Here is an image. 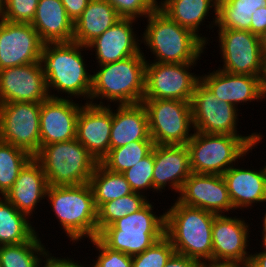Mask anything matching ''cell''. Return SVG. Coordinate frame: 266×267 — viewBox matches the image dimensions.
Here are the masks:
<instances>
[{
  "mask_svg": "<svg viewBox=\"0 0 266 267\" xmlns=\"http://www.w3.org/2000/svg\"><path fill=\"white\" fill-rule=\"evenodd\" d=\"M157 7L169 18L180 26L190 30L197 35L206 45L209 44L207 37L201 36L200 26L204 19H208L209 11L213 8L214 17L209 28H213L217 23L218 0H161ZM208 14V15H207Z\"/></svg>",
  "mask_w": 266,
  "mask_h": 267,
  "instance_id": "4316f807",
  "label": "cell"
},
{
  "mask_svg": "<svg viewBox=\"0 0 266 267\" xmlns=\"http://www.w3.org/2000/svg\"><path fill=\"white\" fill-rule=\"evenodd\" d=\"M41 103L0 104V141L12 144L34 156L41 147Z\"/></svg>",
  "mask_w": 266,
  "mask_h": 267,
  "instance_id": "7c38bea8",
  "label": "cell"
},
{
  "mask_svg": "<svg viewBox=\"0 0 266 267\" xmlns=\"http://www.w3.org/2000/svg\"><path fill=\"white\" fill-rule=\"evenodd\" d=\"M149 134L155 145H186L194 131L191 103L182 100L143 99ZM190 133V134H189Z\"/></svg>",
  "mask_w": 266,
  "mask_h": 267,
  "instance_id": "9c48e42d",
  "label": "cell"
},
{
  "mask_svg": "<svg viewBox=\"0 0 266 267\" xmlns=\"http://www.w3.org/2000/svg\"><path fill=\"white\" fill-rule=\"evenodd\" d=\"M121 17L106 0H90L82 15L74 22L73 42L87 46Z\"/></svg>",
  "mask_w": 266,
  "mask_h": 267,
  "instance_id": "83f0119b",
  "label": "cell"
},
{
  "mask_svg": "<svg viewBox=\"0 0 266 267\" xmlns=\"http://www.w3.org/2000/svg\"><path fill=\"white\" fill-rule=\"evenodd\" d=\"M261 234H262V238H261L262 241L260 243L262 247L260 249L264 248L263 250L266 251V232H262Z\"/></svg>",
  "mask_w": 266,
  "mask_h": 267,
  "instance_id": "c3c4849f",
  "label": "cell"
},
{
  "mask_svg": "<svg viewBox=\"0 0 266 267\" xmlns=\"http://www.w3.org/2000/svg\"><path fill=\"white\" fill-rule=\"evenodd\" d=\"M153 170H154V147L153 150L134 166L123 172L131 189L135 193L145 195L149 189L153 190ZM148 189V190H147ZM145 191V192H144Z\"/></svg>",
  "mask_w": 266,
  "mask_h": 267,
  "instance_id": "d590c367",
  "label": "cell"
},
{
  "mask_svg": "<svg viewBox=\"0 0 266 267\" xmlns=\"http://www.w3.org/2000/svg\"><path fill=\"white\" fill-rule=\"evenodd\" d=\"M222 176L234 210L266 202V165L259 170L233 165Z\"/></svg>",
  "mask_w": 266,
  "mask_h": 267,
  "instance_id": "cb8c5ba5",
  "label": "cell"
},
{
  "mask_svg": "<svg viewBox=\"0 0 266 267\" xmlns=\"http://www.w3.org/2000/svg\"><path fill=\"white\" fill-rule=\"evenodd\" d=\"M47 188L48 183L43 168L32 157L21 169L14 185L4 197L18 211L31 218L40 200L46 198Z\"/></svg>",
  "mask_w": 266,
  "mask_h": 267,
  "instance_id": "603a6c76",
  "label": "cell"
},
{
  "mask_svg": "<svg viewBox=\"0 0 266 267\" xmlns=\"http://www.w3.org/2000/svg\"><path fill=\"white\" fill-rule=\"evenodd\" d=\"M68 17L75 22L81 15L90 0H61Z\"/></svg>",
  "mask_w": 266,
  "mask_h": 267,
  "instance_id": "b9f144b4",
  "label": "cell"
},
{
  "mask_svg": "<svg viewBox=\"0 0 266 267\" xmlns=\"http://www.w3.org/2000/svg\"><path fill=\"white\" fill-rule=\"evenodd\" d=\"M46 200L70 242L98 236L97 207L89 183L75 186H50Z\"/></svg>",
  "mask_w": 266,
  "mask_h": 267,
  "instance_id": "8992f818",
  "label": "cell"
},
{
  "mask_svg": "<svg viewBox=\"0 0 266 267\" xmlns=\"http://www.w3.org/2000/svg\"><path fill=\"white\" fill-rule=\"evenodd\" d=\"M71 98L49 97L41 103L40 139L41 146L76 138L78 114L82 103Z\"/></svg>",
  "mask_w": 266,
  "mask_h": 267,
  "instance_id": "ac0fdd59",
  "label": "cell"
},
{
  "mask_svg": "<svg viewBox=\"0 0 266 267\" xmlns=\"http://www.w3.org/2000/svg\"><path fill=\"white\" fill-rule=\"evenodd\" d=\"M263 85H264V89L266 92V55H265V72H264V76H263Z\"/></svg>",
  "mask_w": 266,
  "mask_h": 267,
  "instance_id": "681fc988",
  "label": "cell"
},
{
  "mask_svg": "<svg viewBox=\"0 0 266 267\" xmlns=\"http://www.w3.org/2000/svg\"><path fill=\"white\" fill-rule=\"evenodd\" d=\"M200 81L218 97L221 101H226L236 108L244 102L266 99V92L263 79L258 76L240 75L225 72L217 69L216 71L203 74Z\"/></svg>",
  "mask_w": 266,
  "mask_h": 267,
  "instance_id": "ffe728a7",
  "label": "cell"
},
{
  "mask_svg": "<svg viewBox=\"0 0 266 267\" xmlns=\"http://www.w3.org/2000/svg\"><path fill=\"white\" fill-rule=\"evenodd\" d=\"M30 220V217L18 211L4 196H1L0 246L29 241L37 233Z\"/></svg>",
  "mask_w": 266,
  "mask_h": 267,
  "instance_id": "f1b7e54d",
  "label": "cell"
},
{
  "mask_svg": "<svg viewBox=\"0 0 266 267\" xmlns=\"http://www.w3.org/2000/svg\"><path fill=\"white\" fill-rule=\"evenodd\" d=\"M193 132L186 146L191 172L196 174L223 175L240 158L244 160L264 137L257 132L248 136Z\"/></svg>",
  "mask_w": 266,
  "mask_h": 267,
  "instance_id": "277c9868",
  "label": "cell"
},
{
  "mask_svg": "<svg viewBox=\"0 0 266 267\" xmlns=\"http://www.w3.org/2000/svg\"><path fill=\"white\" fill-rule=\"evenodd\" d=\"M135 21L138 20L120 18L113 26L87 45L88 50L95 51L94 56H96L97 65L121 61L142 51L143 48H140L141 37L139 40L133 28Z\"/></svg>",
  "mask_w": 266,
  "mask_h": 267,
  "instance_id": "44dd1931",
  "label": "cell"
},
{
  "mask_svg": "<svg viewBox=\"0 0 266 267\" xmlns=\"http://www.w3.org/2000/svg\"><path fill=\"white\" fill-rule=\"evenodd\" d=\"M174 201L164 212L165 236L176 253L202 264L212 262V226L216 214Z\"/></svg>",
  "mask_w": 266,
  "mask_h": 267,
  "instance_id": "7a4b0ae2",
  "label": "cell"
},
{
  "mask_svg": "<svg viewBox=\"0 0 266 267\" xmlns=\"http://www.w3.org/2000/svg\"><path fill=\"white\" fill-rule=\"evenodd\" d=\"M202 267H249L245 264H227V263H205Z\"/></svg>",
  "mask_w": 266,
  "mask_h": 267,
  "instance_id": "bcb514c9",
  "label": "cell"
},
{
  "mask_svg": "<svg viewBox=\"0 0 266 267\" xmlns=\"http://www.w3.org/2000/svg\"><path fill=\"white\" fill-rule=\"evenodd\" d=\"M98 250L96 261L90 267H132V256L107 247L98 237L90 240Z\"/></svg>",
  "mask_w": 266,
  "mask_h": 267,
  "instance_id": "ab89813d",
  "label": "cell"
},
{
  "mask_svg": "<svg viewBox=\"0 0 266 267\" xmlns=\"http://www.w3.org/2000/svg\"><path fill=\"white\" fill-rule=\"evenodd\" d=\"M44 42L30 23L0 18V70L40 62Z\"/></svg>",
  "mask_w": 266,
  "mask_h": 267,
  "instance_id": "9a60e30c",
  "label": "cell"
},
{
  "mask_svg": "<svg viewBox=\"0 0 266 267\" xmlns=\"http://www.w3.org/2000/svg\"><path fill=\"white\" fill-rule=\"evenodd\" d=\"M177 200L187 206L201 208L216 215L235 211L226 182L219 174L191 173L184 181Z\"/></svg>",
  "mask_w": 266,
  "mask_h": 267,
  "instance_id": "e0dca14e",
  "label": "cell"
},
{
  "mask_svg": "<svg viewBox=\"0 0 266 267\" xmlns=\"http://www.w3.org/2000/svg\"><path fill=\"white\" fill-rule=\"evenodd\" d=\"M31 25L44 43L73 41L74 22L61 0H39Z\"/></svg>",
  "mask_w": 266,
  "mask_h": 267,
  "instance_id": "484cf974",
  "label": "cell"
},
{
  "mask_svg": "<svg viewBox=\"0 0 266 267\" xmlns=\"http://www.w3.org/2000/svg\"><path fill=\"white\" fill-rule=\"evenodd\" d=\"M97 209L108 201L118 199L133 192L122 173L107 170L100 163L89 180Z\"/></svg>",
  "mask_w": 266,
  "mask_h": 267,
  "instance_id": "f546056e",
  "label": "cell"
},
{
  "mask_svg": "<svg viewBox=\"0 0 266 267\" xmlns=\"http://www.w3.org/2000/svg\"><path fill=\"white\" fill-rule=\"evenodd\" d=\"M263 220V230H261V232H266V213L264 214V217L262 218Z\"/></svg>",
  "mask_w": 266,
  "mask_h": 267,
  "instance_id": "f907efd6",
  "label": "cell"
},
{
  "mask_svg": "<svg viewBox=\"0 0 266 267\" xmlns=\"http://www.w3.org/2000/svg\"><path fill=\"white\" fill-rule=\"evenodd\" d=\"M249 267H266V251L263 250L261 252H257L252 254L250 262L248 264Z\"/></svg>",
  "mask_w": 266,
  "mask_h": 267,
  "instance_id": "f6af8a7d",
  "label": "cell"
},
{
  "mask_svg": "<svg viewBox=\"0 0 266 267\" xmlns=\"http://www.w3.org/2000/svg\"><path fill=\"white\" fill-rule=\"evenodd\" d=\"M196 64L197 62L158 63L147 60L143 99L191 102L195 87L200 81L199 75L190 72Z\"/></svg>",
  "mask_w": 266,
  "mask_h": 267,
  "instance_id": "8fae6325",
  "label": "cell"
},
{
  "mask_svg": "<svg viewBox=\"0 0 266 267\" xmlns=\"http://www.w3.org/2000/svg\"><path fill=\"white\" fill-rule=\"evenodd\" d=\"M33 157L43 168L50 186H75L89 183L98 164L76 138L41 146Z\"/></svg>",
  "mask_w": 266,
  "mask_h": 267,
  "instance_id": "ba28073f",
  "label": "cell"
},
{
  "mask_svg": "<svg viewBox=\"0 0 266 267\" xmlns=\"http://www.w3.org/2000/svg\"><path fill=\"white\" fill-rule=\"evenodd\" d=\"M261 39V46L263 49L264 54L266 55V31L265 33L260 37Z\"/></svg>",
  "mask_w": 266,
  "mask_h": 267,
  "instance_id": "7dc6e473",
  "label": "cell"
},
{
  "mask_svg": "<svg viewBox=\"0 0 266 267\" xmlns=\"http://www.w3.org/2000/svg\"><path fill=\"white\" fill-rule=\"evenodd\" d=\"M146 62L141 51L121 61L98 65L99 70L96 69L97 72L92 74L90 103L99 106H105L103 100L117 103V106L142 103ZM97 99H100L99 103Z\"/></svg>",
  "mask_w": 266,
  "mask_h": 267,
  "instance_id": "3957f363",
  "label": "cell"
},
{
  "mask_svg": "<svg viewBox=\"0 0 266 267\" xmlns=\"http://www.w3.org/2000/svg\"><path fill=\"white\" fill-rule=\"evenodd\" d=\"M191 173L186 145H154V192H163L168 184V188L179 194Z\"/></svg>",
  "mask_w": 266,
  "mask_h": 267,
  "instance_id": "7402d4cb",
  "label": "cell"
},
{
  "mask_svg": "<svg viewBox=\"0 0 266 267\" xmlns=\"http://www.w3.org/2000/svg\"><path fill=\"white\" fill-rule=\"evenodd\" d=\"M174 252L171 241L164 235L144 252L132 256V267H164Z\"/></svg>",
  "mask_w": 266,
  "mask_h": 267,
  "instance_id": "8d00e7d4",
  "label": "cell"
},
{
  "mask_svg": "<svg viewBox=\"0 0 266 267\" xmlns=\"http://www.w3.org/2000/svg\"><path fill=\"white\" fill-rule=\"evenodd\" d=\"M121 18H146L157 8V0H106Z\"/></svg>",
  "mask_w": 266,
  "mask_h": 267,
  "instance_id": "f35d334b",
  "label": "cell"
},
{
  "mask_svg": "<svg viewBox=\"0 0 266 267\" xmlns=\"http://www.w3.org/2000/svg\"><path fill=\"white\" fill-rule=\"evenodd\" d=\"M49 97L40 62L0 70V104L42 103Z\"/></svg>",
  "mask_w": 266,
  "mask_h": 267,
  "instance_id": "2e32d148",
  "label": "cell"
},
{
  "mask_svg": "<svg viewBox=\"0 0 266 267\" xmlns=\"http://www.w3.org/2000/svg\"><path fill=\"white\" fill-rule=\"evenodd\" d=\"M32 157L26 150L0 141V196L12 188L21 169Z\"/></svg>",
  "mask_w": 266,
  "mask_h": 267,
  "instance_id": "836d02e7",
  "label": "cell"
},
{
  "mask_svg": "<svg viewBox=\"0 0 266 267\" xmlns=\"http://www.w3.org/2000/svg\"><path fill=\"white\" fill-rule=\"evenodd\" d=\"M154 145L153 140H139L122 147L110 148L100 164L111 172L123 173L147 156Z\"/></svg>",
  "mask_w": 266,
  "mask_h": 267,
  "instance_id": "d6a6232c",
  "label": "cell"
},
{
  "mask_svg": "<svg viewBox=\"0 0 266 267\" xmlns=\"http://www.w3.org/2000/svg\"><path fill=\"white\" fill-rule=\"evenodd\" d=\"M74 259H69L67 258H59V257H54L52 256V253H48L45 256V260L42 262L43 263L39 265V267H79L81 265V262L79 261H73ZM43 265V266H42Z\"/></svg>",
  "mask_w": 266,
  "mask_h": 267,
  "instance_id": "ee69618b",
  "label": "cell"
},
{
  "mask_svg": "<svg viewBox=\"0 0 266 267\" xmlns=\"http://www.w3.org/2000/svg\"><path fill=\"white\" fill-rule=\"evenodd\" d=\"M190 103L194 131L243 136L237 131L238 108L214 96L201 81L197 83Z\"/></svg>",
  "mask_w": 266,
  "mask_h": 267,
  "instance_id": "4fadbf2b",
  "label": "cell"
},
{
  "mask_svg": "<svg viewBox=\"0 0 266 267\" xmlns=\"http://www.w3.org/2000/svg\"><path fill=\"white\" fill-rule=\"evenodd\" d=\"M219 49L223 66L218 69L232 74L258 76L263 79L265 54L259 36L247 30L218 28Z\"/></svg>",
  "mask_w": 266,
  "mask_h": 267,
  "instance_id": "30bf717a",
  "label": "cell"
},
{
  "mask_svg": "<svg viewBox=\"0 0 266 267\" xmlns=\"http://www.w3.org/2000/svg\"><path fill=\"white\" fill-rule=\"evenodd\" d=\"M139 140H152L148 114L143 103L118 105L116 110L112 108L110 148L122 147Z\"/></svg>",
  "mask_w": 266,
  "mask_h": 267,
  "instance_id": "d4e9b609",
  "label": "cell"
},
{
  "mask_svg": "<svg viewBox=\"0 0 266 267\" xmlns=\"http://www.w3.org/2000/svg\"><path fill=\"white\" fill-rule=\"evenodd\" d=\"M266 0H218L216 27L250 31L251 16Z\"/></svg>",
  "mask_w": 266,
  "mask_h": 267,
  "instance_id": "4dcf8cb0",
  "label": "cell"
},
{
  "mask_svg": "<svg viewBox=\"0 0 266 267\" xmlns=\"http://www.w3.org/2000/svg\"><path fill=\"white\" fill-rule=\"evenodd\" d=\"M266 31V7L256 9L251 16L250 32L261 37Z\"/></svg>",
  "mask_w": 266,
  "mask_h": 267,
  "instance_id": "60d3db41",
  "label": "cell"
},
{
  "mask_svg": "<svg viewBox=\"0 0 266 267\" xmlns=\"http://www.w3.org/2000/svg\"><path fill=\"white\" fill-rule=\"evenodd\" d=\"M146 195L132 192L129 195L103 203L97 209L98 234L113 222L142 209L148 202Z\"/></svg>",
  "mask_w": 266,
  "mask_h": 267,
  "instance_id": "e575fe53",
  "label": "cell"
},
{
  "mask_svg": "<svg viewBox=\"0 0 266 267\" xmlns=\"http://www.w3.org/2000/svg\"><path fill=\"white\" fill-rule=\"evenodd\" d=\"M247 224L237 216L215 215L212 226V263L249 264L251 253L246 249L251 228Z\"/></svg>",
  "mask_w": 266,
  "mask_h": 267,
  "instance_id": "5bb4252c",
  "label": "cell"
},
{
  "mask_svg": "<svg viewBox=\"0 0 266 267\" xmlns=\"http://www.w3.org/2000/svg\"><path fill=\"white\" fill-rule=\"evenodd\" d=\"M5 0H0V15L2 13L3 7H4Z\"/></svg>",
  "mask_w": 266,
  "mask_h": 267,
  "instance_id": "816d5d0a",
  "label": "cell"
},
{
  "mask_svg": "<svg viewBox=\"0 0 266 267\" xmlns=\"http://www.w3.org/2000/svg\"><path fill=\"white\" fill-rule=\"evenodd\" d=\"M40 239L37 232L29 241L0 246L1 267H39L50 252Z\"/></svg>",
  "mask_w": 266,
  "mask_h": 267,
  "instance_id": "1f68e13d",
  "label": "cell"
},
{
  "mask_svg": "<svg viewBox=\"0 0 266 267\" xmlns=\"http://www.w3.org/2000/svg\"><path fill=\"white\" fill-rule=\"evenodd\" d=\"M79 267H86V265L84 264V265H80ZM88 267H90L89 265H88Z\"/></svg>",
  "mask_w": 266,
  "mask_h": 267,
  "instance_id": "f5cc1de1",
  "label": "cell"
},
{
  "mask_svg": "<svg viewBox=\"0 0 266 267\" xmlns=\"http://www.w3.org/2000/svg\"><path fill=\"white\" fill-rule=\"evenodd\" d=\"M150 201L140 210L105 227L98 238L110 249L135 256L165 235V213L157 216Z\"/></svg>",
  "mask_w": 266,
  "mask_h": 267,
  "instance_id": "52a82bcc",
  "label": "cell"
},
{
  "mask_svg": "<svg viewBox=\"0 0 266 267\" xmlns=\"http://www.w3.org/2000/svg\"><path fill=\"white\" fill-rule=\"evenodd\" d=\"M141 43L154 55L153 62H197L206 44L193 32L180 26L158 7L147 17ZM205 46V47H204Z\"/></svg>",
  "mask_w": 266,
  "mask_h": 267,
  "instance_id": "5b68a950",
  "label": "cell"
},
{
  "mask_svg": "<svg viewBox=\"0 0 266 267\" xmlns=\"http://www.w3.org/2000/svg\"><path fill=\"white\" fill-rule=\"evenodd\" d=\"M202 265L198 260L174 252L164 267H202Z\"/></svg>",
  "mask_w": 266,
  "mask_h": 267,
  "instance_id": "7bdbcfd3",
  "label": "cell"
},
{
  "mask_svg": "<svg viewBox=\"0 0 266 267\" xmlns=\"http://www.w3.org/2000/svg\"><path fill=\"white\" fill-rule=\"evenodd\" d=\"M112 126L111 104L105 106L84 103L77 120L76 139L98 163L110 150Z\"/></svg>",
  "mask_w": 266,
  "mask_h": 267,
  "instance_id": "d6986e66",
  "label": "cell"
},
{
  "mask_svg": "<svg viewBox=\"0 0 266 267\" xmlns=\"http://www.w3.org/2000/svg\"><path fill=\"white\" fill-rule=\"evenodd\" d=\"M84 50H88L87 46L73 41L44 43L40 63L50 97L59 98L60 95L51 91L54 89L68 95L66 98L83 97L87 99L86 103H90L92 75L88 73V66L82 56Z\"/></svg>",
  "mask_w": 266,
  "mask_h": 267,
  "instance_id": "6da1fadb",
  "label": "cell"
},
{
  "mask_svg": "<svg viewBox=\"0 0 266 267\" xmlns=\"http://www.w3.org/2000/svg\"><path fill=\"white\" fill-rule=\"evenodd\" d=\"M39 0H5L1 19L12 23H32Z\"/></svg>",
  "mask_w": 266,
  "mask_h": 267,
  "instance_id": "74e56055",
  "label": "cell"
}]
</instances>
